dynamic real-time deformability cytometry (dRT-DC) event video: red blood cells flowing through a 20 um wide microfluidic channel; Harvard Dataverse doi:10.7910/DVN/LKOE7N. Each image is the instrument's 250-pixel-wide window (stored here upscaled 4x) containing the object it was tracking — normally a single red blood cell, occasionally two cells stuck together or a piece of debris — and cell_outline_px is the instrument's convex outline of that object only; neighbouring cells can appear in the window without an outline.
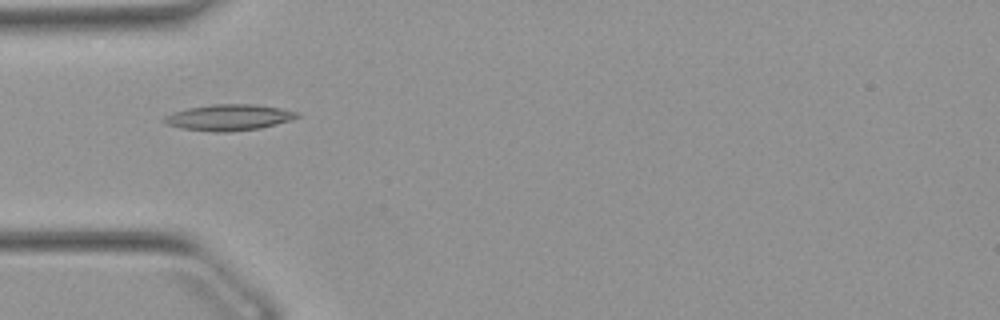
{"species": "Egyptian fruit bat (a non-hibernating species)", "species_latin": "Rousettus aegyptiacus", "temperature_condition": "warm", "stored_images_in_passage": 41, "camera_frame_rate_fps": 3000, "um_per_image_px": 0.085, "animal": {"sex": "female"}, "frame": {"image": 1, "passage_image": 5, "time_ms": 1.333, "image_size_px": [1000, 320], "cell_outline_px": [[300, 116], [276, 124], [260, 128], [224, 132], [220, 132], [180, 128], [168, 124], [160, 120], [164, 116], [172, 112], [188, 108], [212, 104], [256, 104], [280, 108], [300, 112]], "centroid_in_image_um": [19.43, 9.97], "position_along_channel_um": 65.6, "area_um2": 20.11}}
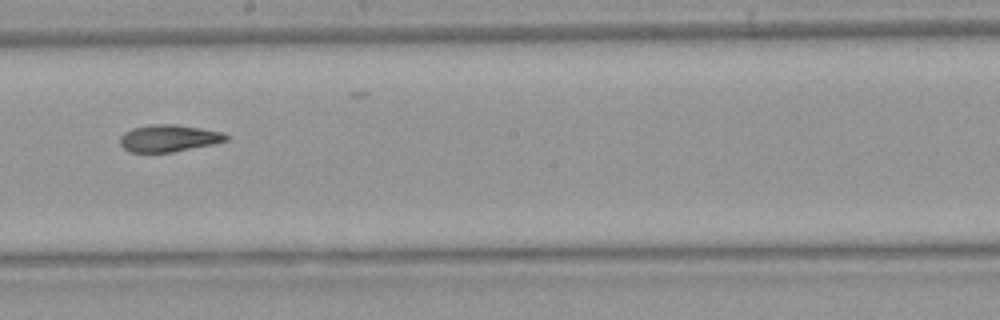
{"frame": {"image": 2, "passage_image": 18, "time_ms": 5.667, "image_size_px": [1000, 320], "cell_outline_px": [[228, 140], [212, 144], [172, 152], [128, 152], [120, 144], [120, 136], [124, 132], [132, 128], [148, 124], [176, 124], [224, 132], [228, 136]], "centroid_in_image_um": [14.32, 11.74], "position_along_channel_um": 233.9, "area_um2": 16.76}}
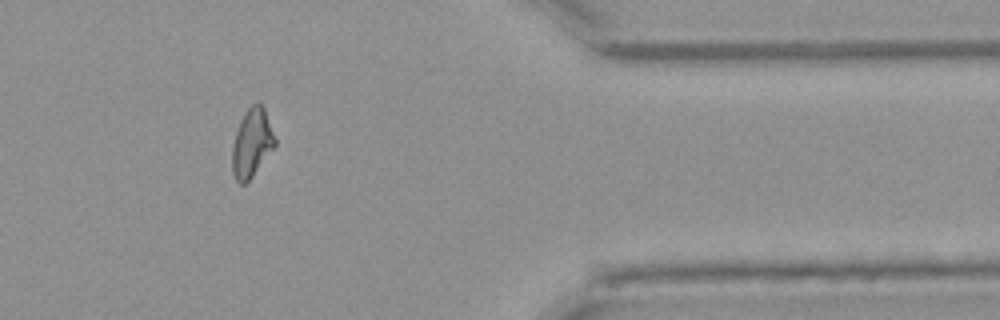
{"frame": {"image": 3, "passage_image": 32, "time_ms": 10.333, "image_size_px": [1000, 320], "cell_outline_px": [[276, 144], [252, 176], [244, 184], [240, 184], [236, 180], [232, 172], [232, 144], [240, 120], [244, 112], [252, 104], [260, 104], [264, 108], [276, 140]], "centroid_in_image_um": [21.38, 12.16], "position_along_channel_um": 390.0, "area_um2": 16.76}, "authors_computed_cell_mechanics": {"area_um2": 17.1088, "velocity_mm_per_s": 3.8922, "shape_relaxation_time_tau1_ms": null, "shape_relaxation_time_tau2_ms": 2.6486, "deformation_change_tau1": null, "deformation_change_tau2": 0.0966}}